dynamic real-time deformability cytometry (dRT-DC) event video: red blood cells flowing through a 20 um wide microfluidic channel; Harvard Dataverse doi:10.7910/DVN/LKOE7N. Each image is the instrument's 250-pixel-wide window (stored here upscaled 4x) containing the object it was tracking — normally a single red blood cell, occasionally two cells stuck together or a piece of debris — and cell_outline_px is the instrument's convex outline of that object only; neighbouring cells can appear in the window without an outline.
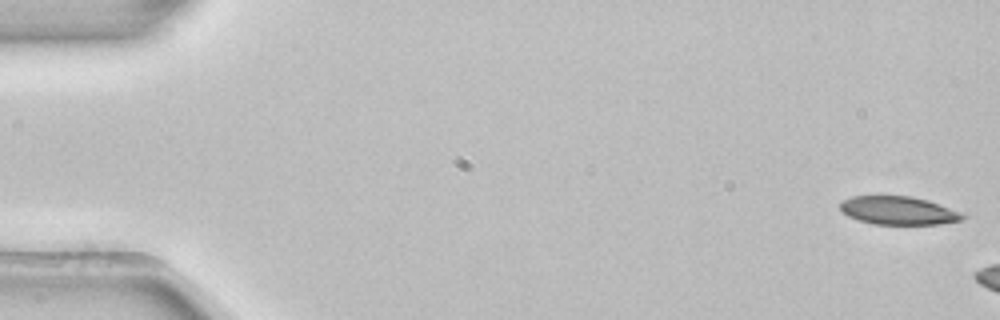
{"species": "common noctule bat (a hibernating species)", "species_latin": "Nyctalus noctula", "temperature_condition": "room temperature", "stored_images_in_passage": 3, "camera_frame_rate_fps": 3000, "um_per_image_px": 0.085, "animal": {"sex": "female", "body_mass_g": 22.7, "forearm_length_mm": 54.2}, "frame": {"image": 1, "passage_image": 1, "time_ms": 0.0, "image_size_px": [1000, 320], "cell_outline_px": [[968, 216], [960, 220], [940, 224], [872, 224], [848, 216], [840, 208], [840, 200], [852, 196], [912, 196], [928, 200], [960, 212]], "centroid_in_image_um": [76.35, 17.89], "position_along_channel_um": 8.7, "area_um2": 20.11}}